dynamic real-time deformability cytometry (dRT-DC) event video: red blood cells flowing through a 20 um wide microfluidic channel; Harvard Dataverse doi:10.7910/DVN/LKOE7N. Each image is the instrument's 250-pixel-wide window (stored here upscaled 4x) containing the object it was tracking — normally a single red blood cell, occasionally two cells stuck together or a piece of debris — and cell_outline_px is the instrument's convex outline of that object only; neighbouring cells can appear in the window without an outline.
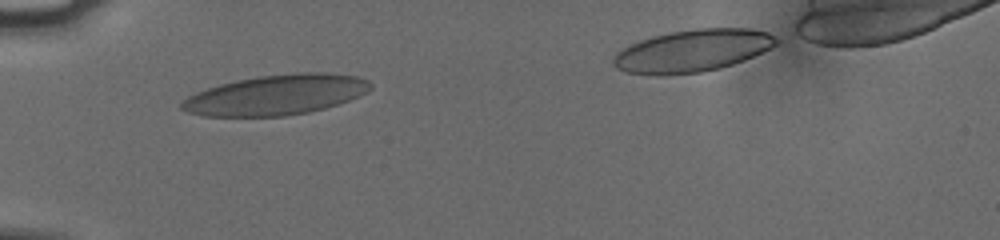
{"species": "human", "species_latin": "Homo sapiens", "temperature_condition": "cold", "stored_images_in_passage": 14, "camera_frame_rate_fps": 3000, "um_per_image_px": 0.085, "donor": {"sex": "male"}, "frame": {"image": 1, "passage_image": 2, "time_ms": 0.333, "image_size_px": [1000, 240], "cell_outline_px": [[372, 88], [368, 92], [360, 96], [324, 108], [308, 112], [284, 116], [204, 116], [188, 112], [180, 108], [180, 104], [188, 96], [196, 92], [220, 84], [236, 80], [260, 76], [296, 72], [328, 72], [360, 76], [368, 80], [372, 84]], "centroid_in_image_um": [23.51, 8.05], "position_along_channel_um": 61.5, "area_um2": 44.27}}
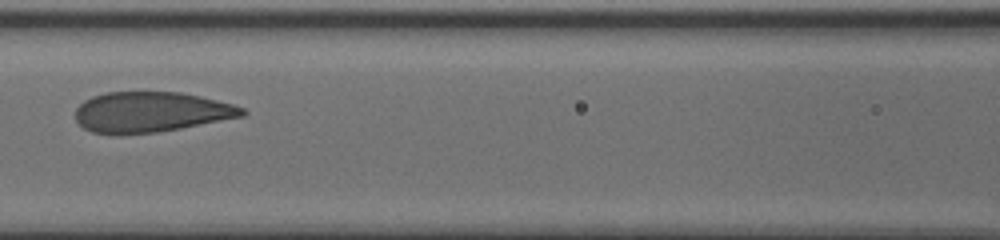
{"frame": {"image": 2, "passage_image": 5, "time_ms": 1.333, "image_size_px": [1000, 240], "cell_outline_px": [[248, 112], [244, 116], [180, 128], [156, 132], [120, 136], [92, 132], [84, 128], [76, 120], [76, 108], [84, 100], [92, 96], [104, 92], [180, 92], [216, 100], [232, 104], [244, 108]], "centroid_in_image_um": [12.79, 9.53], "position_along_channel_um": 153.8, "area_um2": 39.42}}
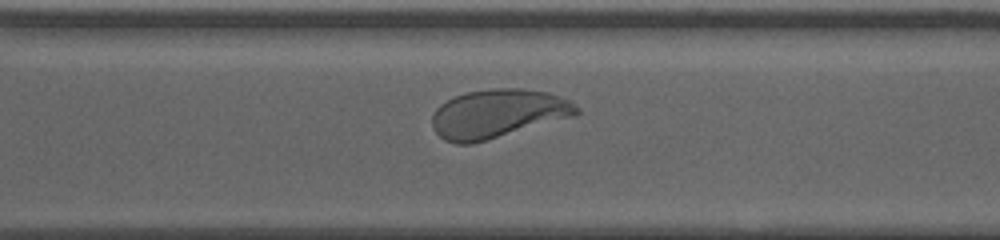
{"frame": {"image": 3, "passage_image": 13, "time_ms": 4.0, "image_size_px": [1000, 240], "cell_outline_px": [[580, 112], [572, 116], [472, 144], [456, 144], [444, 140], [432, 128], [432, 116], [436, 108], [440, 104], [456, 96], [468, 92], [492, 88], [520, 88], [548, 92], [568, 100], [580, 108]], "centroid_in_image_um": [42.27, 9.66], "position_along_channel_um": 328.3, "area_um2": 40.58}}